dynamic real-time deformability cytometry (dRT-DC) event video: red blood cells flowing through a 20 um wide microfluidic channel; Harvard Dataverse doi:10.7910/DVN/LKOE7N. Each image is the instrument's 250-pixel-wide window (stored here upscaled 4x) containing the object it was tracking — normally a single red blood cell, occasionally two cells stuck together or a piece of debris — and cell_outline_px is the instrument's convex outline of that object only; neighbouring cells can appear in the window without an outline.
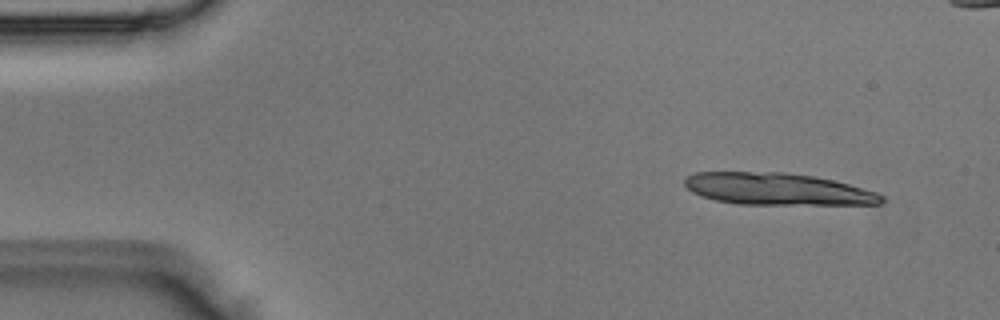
{"species": "Egyptian fruit bat (a non-hibernating species)", "species_latin": "Rousettus aegyptiacus", "temperature_condition": "room temperature", "stored_images_in_passage": 3, "camera_frame_rate_fps": 3000, "um_per_image_px": 0.085, "animal": {"sex": "male"}, "frame": {"image": 1, "passage_image": 1, "time_ms": 0.0, "image_size_px": [1000, 320], "cell_outline_px": [[884, 200], [880, 204], [740, 204], [716, 200], [692, 192], [684, 184], [684, 180], [688, 176], [696, 172], [784, 172], [812, 176], [832, 180], [848, 184], [876, 192], [884, 196]], "centroid_in_image_um": [66.08, 16.06], "position_along_channel_um": 18.9, "area_um2": 36.3}}